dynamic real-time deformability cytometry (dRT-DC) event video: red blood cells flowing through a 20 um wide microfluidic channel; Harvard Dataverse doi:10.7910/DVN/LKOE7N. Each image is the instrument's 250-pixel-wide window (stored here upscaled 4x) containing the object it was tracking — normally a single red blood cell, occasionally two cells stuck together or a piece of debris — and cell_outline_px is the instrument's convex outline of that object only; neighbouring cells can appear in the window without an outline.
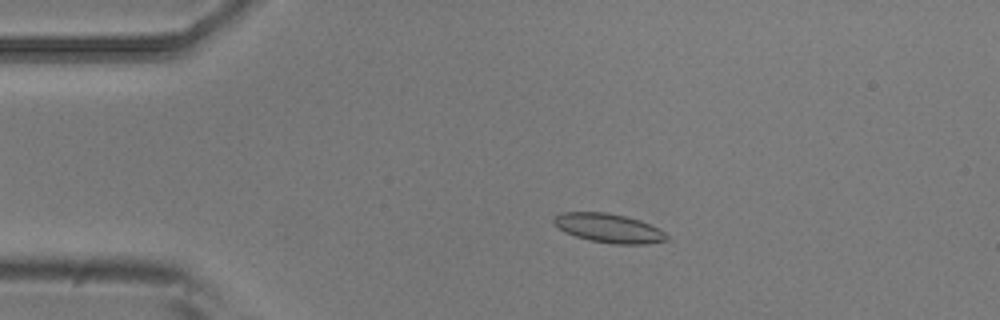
{"species": "common noctule bat (a hibernating species)", "species_latin": "Nyctalus noctula", "temperature_condition": "room temperature", "stored_images_in_passage": 5, "camera_frame_rate_fps": 3000, "um_per_image_px": 0.085, "animal": {"sex": "male", "body_mass_g": 20.5, "forearm_length_mm": 52.5}, "frame": {"image": 1, "passage_image": 4, "time_ms": 1.0, "image_size_px": [1000, 320], "cell_outline_px": [[668, 240], [648, 244], [616, 244], [588, 240], [564, 232], [552, 220], [560, 212], [604, 212], [624, 216], [640, 220], [664, 232], [668, 236]], "centroid_in_image_um": [51.74, 19.4], "position_along_channel_um": 33.3, "area_um2": 18.9}}